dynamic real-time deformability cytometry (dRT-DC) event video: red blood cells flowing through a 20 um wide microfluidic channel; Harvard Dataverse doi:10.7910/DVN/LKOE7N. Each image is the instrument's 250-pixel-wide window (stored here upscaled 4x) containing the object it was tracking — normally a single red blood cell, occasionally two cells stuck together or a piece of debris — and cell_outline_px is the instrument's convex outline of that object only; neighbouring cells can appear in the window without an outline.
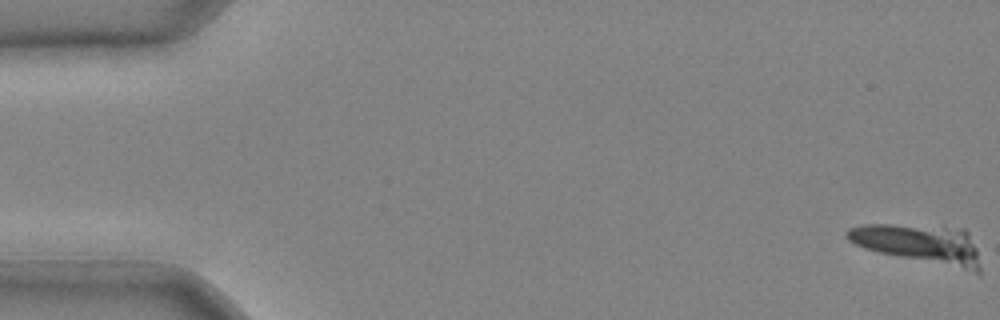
{"species": "common noctule bat (a hibernating species)", "species_latin": "Nyctalus noctula", "temperature_condition": "cold", "stored_images_in_passage": 11, "camera_frame_rate_fps": 3000, "um_per_image_px": 0.085, "animal": {"sex": "male", "body_mass_g": 20.4}, "frame": {"image": 1, "passage_image": 1, "time_ms": 0.0, "image_size_px": [1000, 320], "cell_outline_px": [[980, 272], [976, 272], [880, 252], [864, 248], [848, 240], [844, 236], [844, 232], [848, 228], [864, 224], [944, 224], [964, 228], [968, 232], [976, 248], [980, 268]], "centroid_in_image_um": [78.16, 20.66], "position_along_channel_um": 6.8, "area_um2": 30.69}}